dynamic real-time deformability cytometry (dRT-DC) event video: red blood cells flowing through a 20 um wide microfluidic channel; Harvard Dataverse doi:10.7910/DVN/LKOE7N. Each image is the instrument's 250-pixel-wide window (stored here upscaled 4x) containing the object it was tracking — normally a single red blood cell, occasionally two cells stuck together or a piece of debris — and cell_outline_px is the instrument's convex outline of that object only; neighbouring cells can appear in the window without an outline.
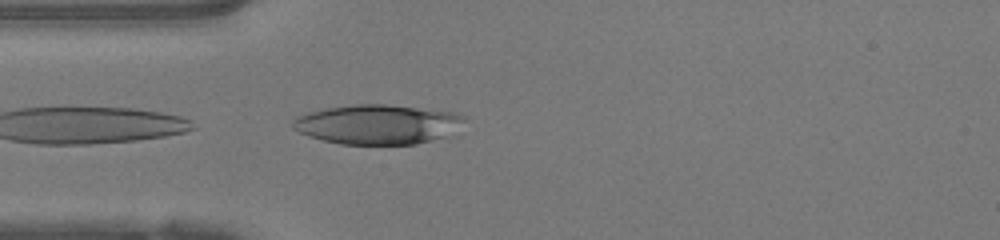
{"species": "human", "species_latin": "Homo sapiens", "temperature_condition": "warm", "stored_images_in_passage": 36, "camera_frame_rate_fps": 3000, "um_per_image_px": 0.085, "donor": {"sex": "female"}, "frame": {"image": 1, "passage_image": 2, "time_ms": 0.333, "image_size_px": [1000, 240], "cell_outline_px": [[464, 120], [456, 136], [416, 144], [340, 144], [308, 136], [292, 128], [292, 120], [296, 116], [308, 112], [328, 108], [356, 104], [384, 104], [452, 112], [464, 116]], "centroid_in_image_um": [32.16, 10.59], "position_along_channel_um": 52.8, "area_um2": 39.94}}
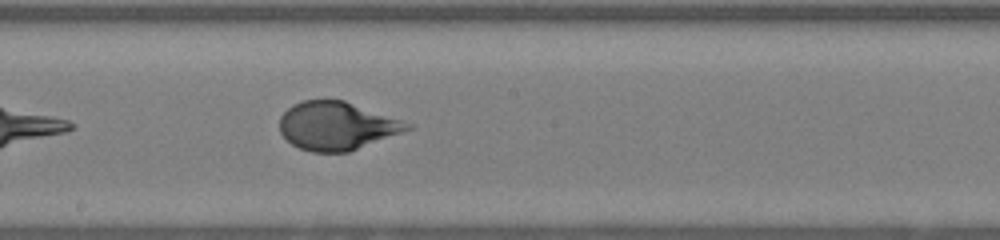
{"frame": {"image": 2, "passage_image": 14, "time_ms": 4.333, "image_size_px": [1000, 240], "cell_outline_px": [[412, 128], [348, 152], [312, 152], [300, 148], [292, 144], [280, 132], [280, 116], [292, 104], [304, 100], [344, 100], [412, 124]], "centroid_in_image_um": [28.59, 10.69], "position_along_channel_um": 219.6, "area_um2": 35.37}}
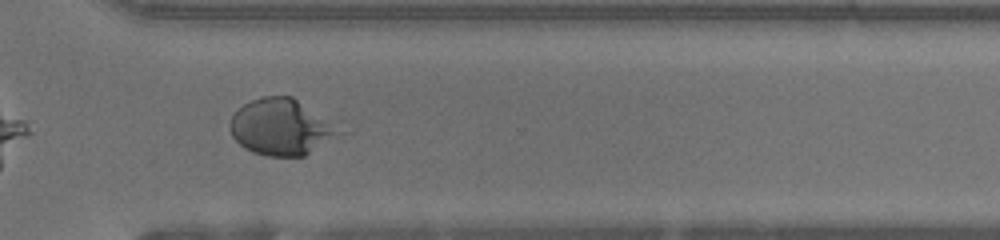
{"frame": {"image": 3, "passage_image": 23, "time_ms": 7.333, "image_size_px": [1000, 240], "cell_outline_px": [[332, 132], [304, 156], [268, 156], [252, 152], [244, 148], [232, 136], [228, 128], [228, 124], [232, 116], [244, 104], [252, 100], [264, 96], [292, 96], [324, 124]], "centroid_in_image_um": [23.55, 10.81], "position_along_channel_um": 347.0, "area_um2": 32.66}, "authors_computed_cell_mechanics": {"area_um2": 36.0961, "velocity_mm_per_s": 4.2444, "shape_relaxation_time_tau1_ms": 7.3588, "shape_relaxation_time_tau2_ms": null, "deformation_change_tau1": 0.3536, "deformation_change_tau2": null}}